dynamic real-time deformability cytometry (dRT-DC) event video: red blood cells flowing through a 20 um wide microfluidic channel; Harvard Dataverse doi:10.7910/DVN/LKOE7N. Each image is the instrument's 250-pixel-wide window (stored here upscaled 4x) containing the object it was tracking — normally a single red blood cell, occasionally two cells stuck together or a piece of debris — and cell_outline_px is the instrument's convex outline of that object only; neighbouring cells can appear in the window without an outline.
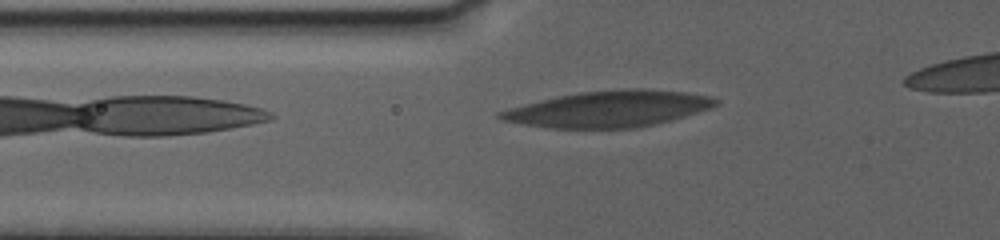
{"species": "human", "species_latin": "Homo sapiens", "temperature_condition": "warm", "stored_images_in_passage": 5, "camera_frame_rate_fps": 3000, "um_per_image_px": 0.085, "donor": {"sex": "female"}, "frame": {"image": 1, "passage_image": 5, "time_ms": 1.667, "image_size_px": [1000, 240], "cell_outline_px": [[720, 100], [712, 108], [672, 120], [640, 128], [548, 128], [524, 124], [504, 120], [496, 116], [496, 112], [560, 96], [580, 92], [684, 92], [712, 96]], "centroid_in_image_um": [51.76, 9.32], "position_along_channel_um": 74.0, "area_um2": 43.52}}